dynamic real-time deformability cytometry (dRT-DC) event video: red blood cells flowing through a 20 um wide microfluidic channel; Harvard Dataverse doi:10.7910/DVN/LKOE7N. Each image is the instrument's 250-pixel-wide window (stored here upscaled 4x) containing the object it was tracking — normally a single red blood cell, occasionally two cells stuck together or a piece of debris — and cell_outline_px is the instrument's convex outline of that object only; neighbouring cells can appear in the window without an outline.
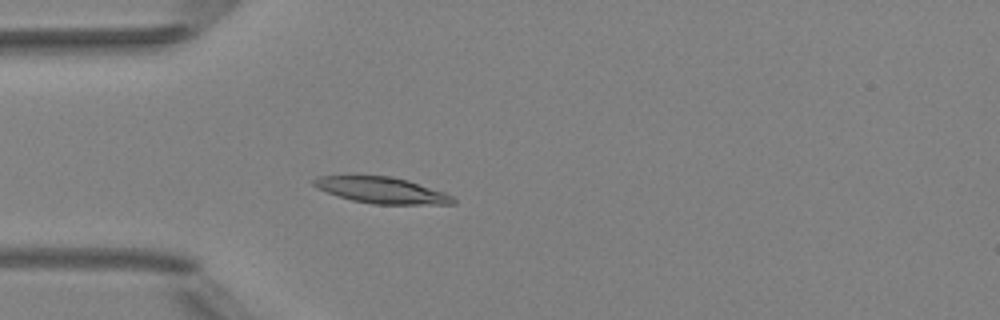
{"species": "Egyptian fruit bat (a non-hibernating species)", "species_latin": "Rousettus aegyptiacus", "temperature_condition": "room temperature", "stored_images_in_passage": 5, "camera_frame_rate_fps": 3000, "um_per_image_px": 0.085, "animal": {"sex": "female"}, "frame": {"image": 1, "passage_image": 5, "time_ms": 4.667, "image_size_px": [1000, 320], "cell_outline_px": [[456, 204], [372, 204], [352, 200], [316, 188], [312, 184], [312, 180], [320, 176], [392, 176], [408, 180], [444, 192], [452, 196], [456, 200]], "centroid_in_image_um": [32.47, 16.17], "position_along_channel_um": 52.5, "area_um2": 21.1}}